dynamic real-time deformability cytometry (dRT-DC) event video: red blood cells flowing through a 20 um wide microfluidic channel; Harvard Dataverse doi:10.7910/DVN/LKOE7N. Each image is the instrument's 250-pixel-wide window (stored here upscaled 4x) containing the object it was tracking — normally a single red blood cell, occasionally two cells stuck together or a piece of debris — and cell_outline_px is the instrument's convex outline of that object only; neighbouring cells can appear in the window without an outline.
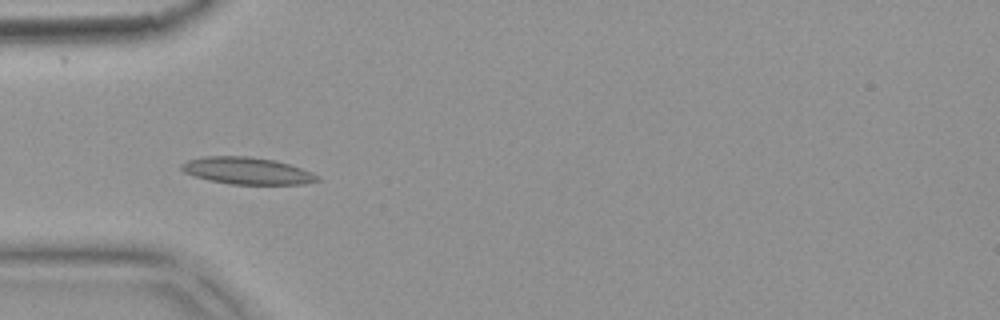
{"species": "common noctule bat (a hibernating species)", "species_latin": "Nyctalus noctula", "temperature_condition": "warm", "stored_images_in_passage": 9, "camera_frame_rate_fps": 3000, "um_per_image_px": 0.085, "animal": {"sex": "female", "body_mass_g": 18.4}, "frame": {"image": 1, "passage_image": 4, "time_ms": 1.0, "image_size_px": [1000, 320], "cell_outline_px": [[320, 180], [304, 184], [232, 184], [208, 180], [184, 172], [180, 168], [180, 164], [188, 160], [204, 156], [248, 156], [276, 160], [312, 172], [320, 176]], "centroid_in_image_um": [21.01, 14.51], "position_along_channel_um": 64.0, "area_um2": 21.33}}
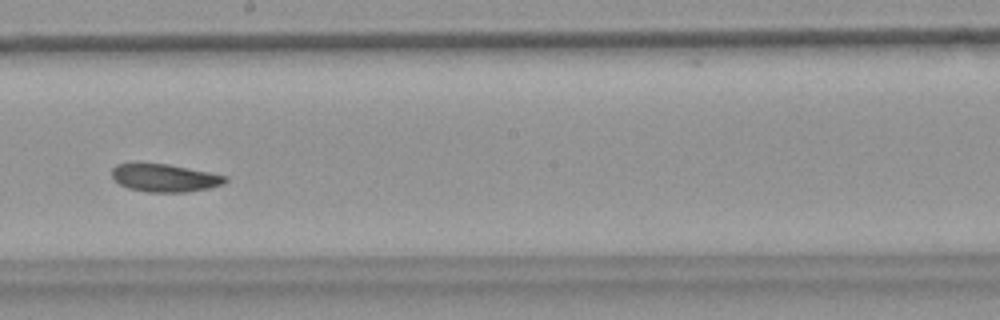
{"frame": {"image": 2, "passage_image": 8, "time_ms": 2.333, "image_size_px": [1000, 320], "cell_outline_px": [[228, 180], [224, 184], [208, 188], [188, 192], [148, 192], [128, 188], [120, 184], [112, 176], [112, 168], [116, 164], [168, 164], [228, 176]], "centroid_in_image_um": [14.03, 15.13], "position_along_channel_um": 234.2, "area_um2": 18.21}}
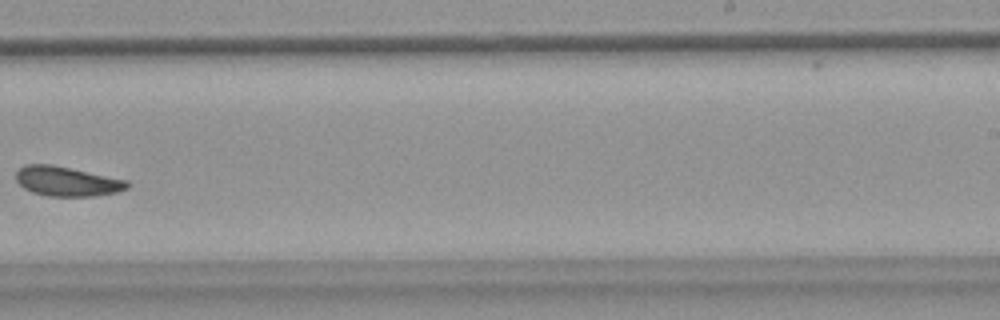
{"frame": {"image": 3, "passage_image": 9, "time_ms": 2.667, "image_size_px": [1000, 320], "cell_outline_px": [[128, 188], [116, 192], [96, 196], [48, 196], [32, 192], [24, 188], [16, 180], [16, 172], [20, 168], [28, 164], [52, 164], [72, 168], [128, 180]], "centroid_in_image_um": [5.69, 15.41], "position_along_channel_um": 283.3, "area_um2": 19.19}}